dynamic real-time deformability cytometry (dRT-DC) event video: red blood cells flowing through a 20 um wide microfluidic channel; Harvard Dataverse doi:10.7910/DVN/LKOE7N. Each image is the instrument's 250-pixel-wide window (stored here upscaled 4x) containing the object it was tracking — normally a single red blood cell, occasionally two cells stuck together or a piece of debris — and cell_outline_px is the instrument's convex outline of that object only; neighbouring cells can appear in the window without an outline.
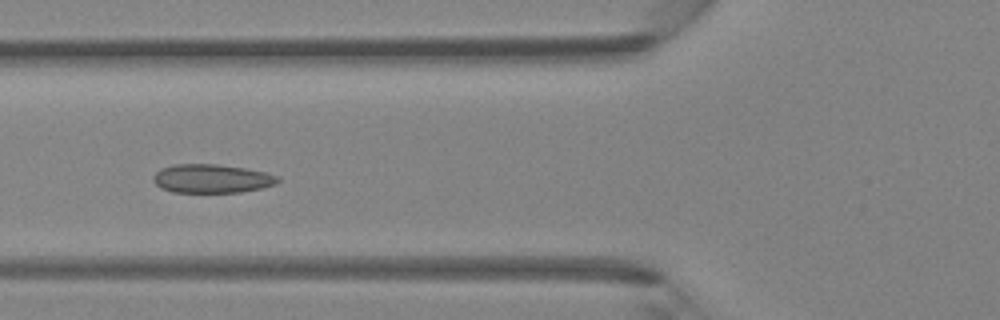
{"species": "Egyptian fruit bat (a non-hibernating species)", "species_latin": "Rousettus aegyptiacus", "temperature_condition": "room temperature", "stored_images_in_passage": 4, "camera_frame_rate_fps": 3000, "um_per_image_px": 0.085, "animal": {"sex": "female"}, "frame": {"image": 1, "passage_image": 4, "time_ms": 1.0, "image_size_px": [1000, 320], "cell_outline_px": [[280, 180], [276, 184], [264, 188], [240, 192], [172, 192], [160, 188], [152, 180], [152, 176], [160, 168], [172, 164], [216, 164], [244, 168], [264, 172], [280, 176]], "centroid_in_image_um": [17.98, 15.18], "position_along_channel_um": 107.8, "area_um2": 21.04}}